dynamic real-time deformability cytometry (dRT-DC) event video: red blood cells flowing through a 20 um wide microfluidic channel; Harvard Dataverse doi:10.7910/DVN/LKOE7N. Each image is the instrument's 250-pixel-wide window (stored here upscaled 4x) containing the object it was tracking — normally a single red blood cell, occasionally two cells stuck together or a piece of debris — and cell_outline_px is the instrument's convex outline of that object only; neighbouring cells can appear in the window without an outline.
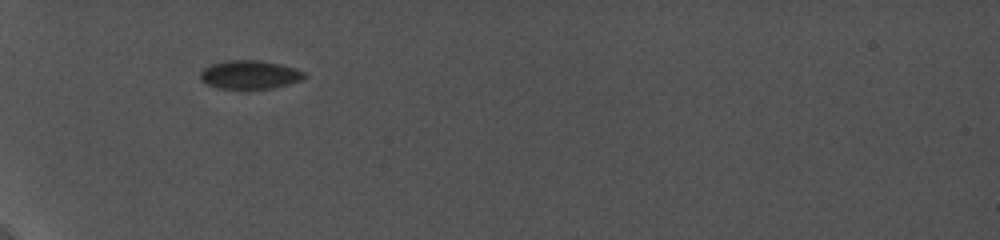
{"species": "common noctule bat (a hibernating species)", "species_latin": "Nyctalus noctula", "temperature_condition": "cold", "stored_images_in_passage": 30, "camera_frame_rate_fps": 5000, "um_per_image_px": 0.085, "animal": {"sex": "female", "body_mass_g": 19.0, "forearm_length_mm": 56.7}, "frame": {"image": 1, "passage_image": 1, "time_ms": 0.0, "image_size_px": [1000, 240], "cell_outline_px": [[308, 76], [300, 80], [288, 84], [272, 88], [220, 88], [208, 84], [200, 80], [200, 72], [204, 68], [212, 64], [224, 60], [260, 60], [280, 64], [296, 68], [304, 72]], "centroid_in_image_um": [21.24, 6.33], "position_along_channel_um": 63.8, "area_um2": 17.22}}
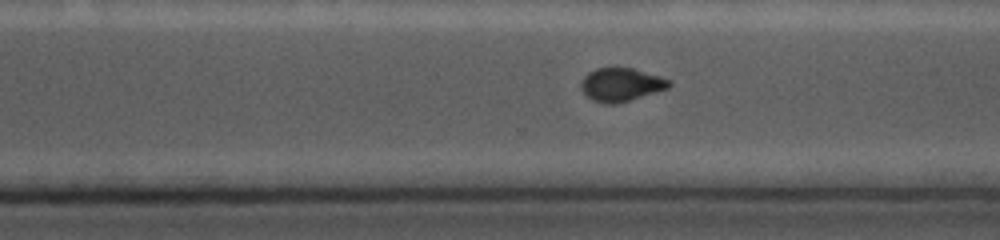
{"frame": {"image": 2, "passage_image": 21, "time_ms": 7.2, "image_size_px": [1000, 240], "cell_outline_px": [[672, 84], [668, 88], [616, 104], [604, 104], [592, 100], [584, 96], [580, 88], [580, 84], [584, 76], [588, 72], [596, 68], [632, 68], [660, 76], [668, 80]], "centroid_in_image_um": [52.73, 7.2], "position_along_channel_um": 317.9, "area_um2": 17.11}}
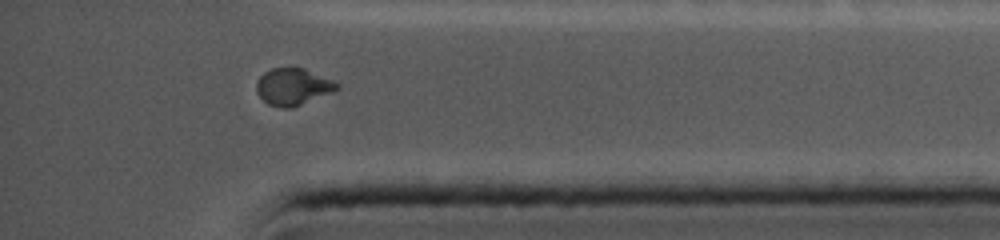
{"frame": {"image": 3, "passage_image": 28, "time_ms": 9.6, "image_size_px": [1000, 240], "cell_outline_px": [[340, 88], [332, 92], [292, 108], [280, 108], [268, 104], [256, 92], [256, 80], [264, 72], [272, 68], [304, 68], [332, 80], [340, 84]], "centroid_in_image_um": [24.89, 7.37], "position_along_channel_um": 410.3, "area_um2": 17.28}}